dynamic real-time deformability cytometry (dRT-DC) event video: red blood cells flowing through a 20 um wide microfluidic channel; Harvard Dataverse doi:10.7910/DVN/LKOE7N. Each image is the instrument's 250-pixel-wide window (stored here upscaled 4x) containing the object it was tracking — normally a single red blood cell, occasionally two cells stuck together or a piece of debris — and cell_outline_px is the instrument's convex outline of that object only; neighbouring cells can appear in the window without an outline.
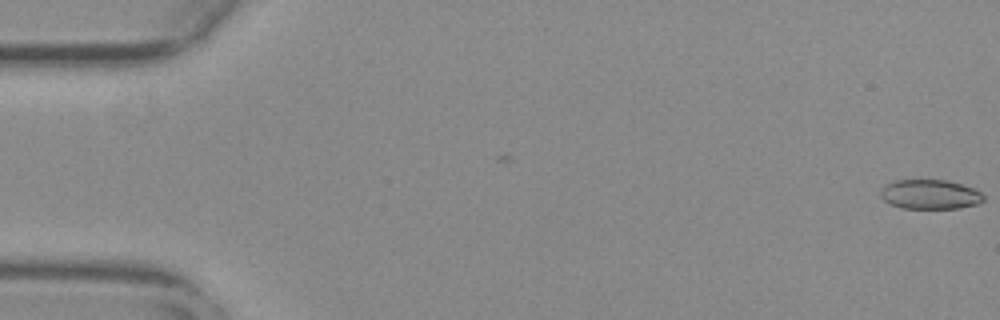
{"species": "common noctule bat (a hibernating species)", "species_latin": "Nyctalus noctula", "temperature_condition": "warm", "stored_images_in_passage": 56, "camera_frame_rate_fps": 3000, "um_per_image_px": 0.085, "animal": {"sex": "female", "body_mass_g": 29.2, "forearm_length_mm": 56.3}, "frame": {"image": 1, "passage_image": 1, "time_ms": 0.0, "image_size_px": [1000, 320], "cell_outline_px": [[984, 200], [976, 204], [960, 208], [900, 208], [884, 200], [880, 196], [880, 188], [884, 184], [892, 180], [948, 180], [972, 188], [980, 192], [984, 196]], "centroid_in_image_um": [79.0, 16.51], "position_along_channel_um": 6.0, "area_um2": 17.74}}
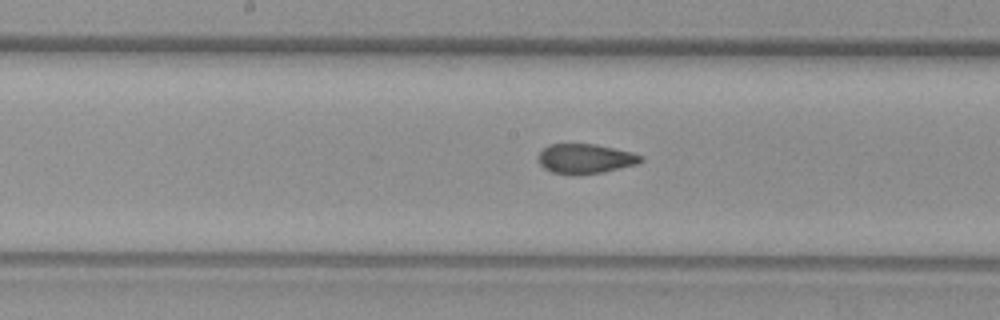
{"frame": {"image": 2, "passage_image": 29, "time_ms": 9.333, "image_size_px": [1000, 320], "cell_outline_px": [[644, 160], [636, 164], [604, 172], [580, 176], [572, 176], [552, 172], [544, 168], [540, 164], [536, 156], [548, 144], [596, 144], [632, 152], [644, 156]], "centroid_in_image_um": [49.74, 13.51], "position_along_channel_um": 198.5, "area_um2": 18.15}}
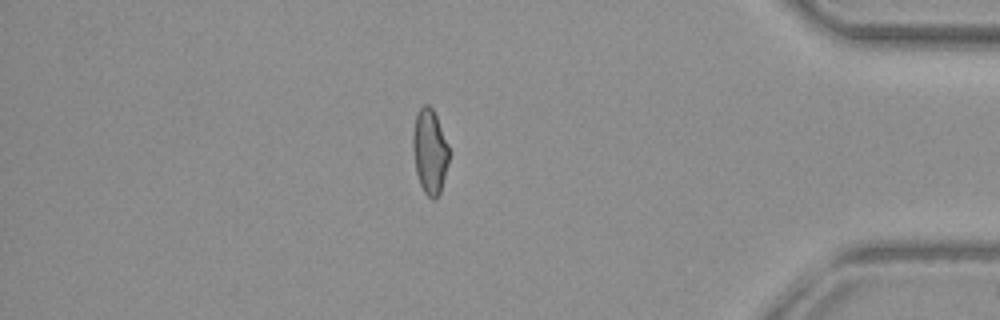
{"frame": {"image": 3, "passage_image": 48, "time_ms": 15.667, "image_size_px": [1000, 320], "cell_outline_px": [[448, 164], [440, 192], [436, 200], [432, 200], [424, 192], [420, 184], [416, 172], [412, 148], [412, 132], [416, 116], [420, 108], [424, 104], [428, 104], [432, 108], [436, 116], [448, 144]], "centroid_in_image_um": [36.51, 12.89], "position_along_channel_um": 398.7, "area_um2": 17.8}, "authors_computed_cell_mechanics": {"area_um2": 18.2937, "velocity_mm_per_s": 3.7692, "shape_relaxation_time_tau1_ms": null, "shape_relaxation_time_tau2_ms": 1.8797, "deformation_change_tau1": null, "deformation_change_tau2": 0.0626}}